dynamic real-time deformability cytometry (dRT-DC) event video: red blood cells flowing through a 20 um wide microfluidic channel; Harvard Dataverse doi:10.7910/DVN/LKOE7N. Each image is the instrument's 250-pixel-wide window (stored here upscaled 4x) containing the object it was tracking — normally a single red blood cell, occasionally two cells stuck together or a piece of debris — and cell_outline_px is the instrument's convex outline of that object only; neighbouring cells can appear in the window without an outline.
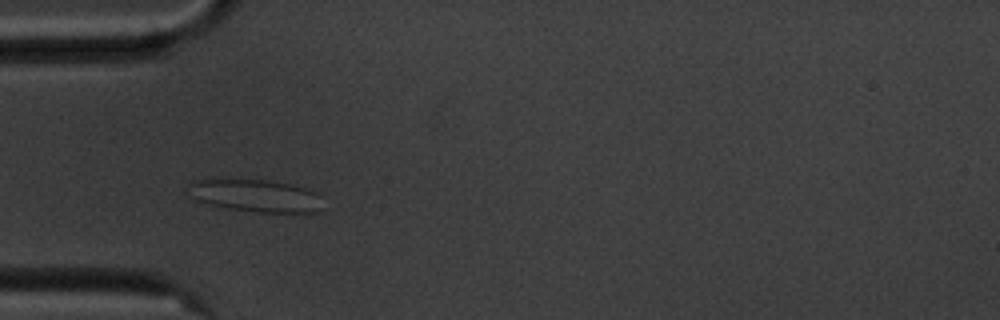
{"species": "common noctule bat (a hibernating species)", "species_latin": "Nyctalus noctula", "temperature_condition": "cold", "stored_images_in_passage": 52, "camera_frame_rate_fps": 3000, "um_per_image_px": 0.085, "animal": {"sex": "male", "body_mass_g": 20.1, "forearm_length_mm": 53.5}, "frame": {"image": 1, "passage_image": 12, "time_ms": 3.667, "image_size_px": [1000, 320], "cell_outline_px": [[320, 196], [316, 212], [260, 212], [224, 208], [208, 204], [196, 200], [192, 196], [188, 184], [192, 180], [268, 180], [292, 184], [304, 188]], "centroid_in_image_um": [21.66, 16.63], "position_along_channel_um": 63.3, "area_um2": 24.85}}
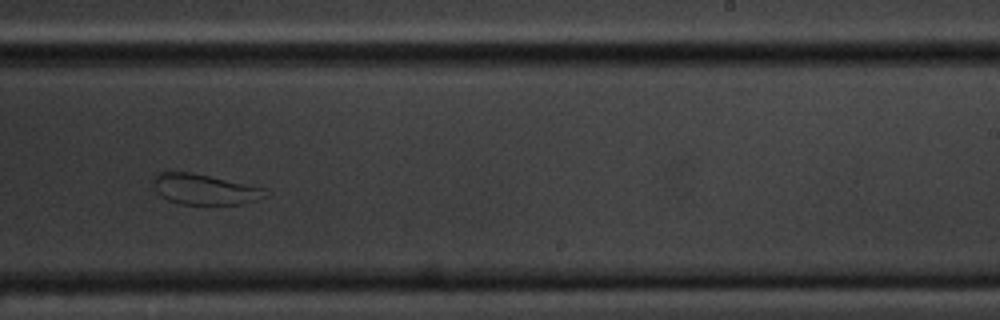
{"frame": {"image": 2, "passage_image": 30, "time_ms": 9.667, "image_size_px": [1000, 320], "cell_outline_px": [[272, 192], [268, 196], [256, 200], [240, 204], [180, 204], [168, 200], [160, 196], [152, 188], [152, 176], [156, 172], [192, 172], [264, 188]], "centroid_in_image_um": [17.34, 16.09], "position_along_channel_um": 271.7, "area_um2": 20.23}}
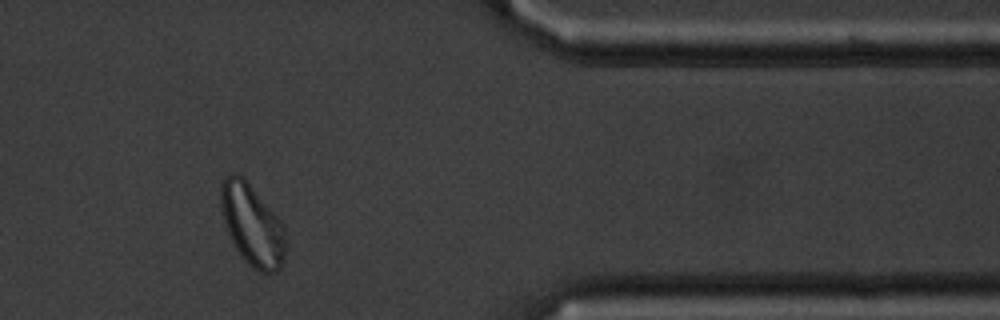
{"frame": {"image": 3, "passage_image": 42, "time_ms": 13.667, "image_size_px": [1000, 320], "cell_outline_px": [[284, 260], [280, 268], [276, 272], [268, 276], [252, 268], [244, 260], [236, 248], [228, 232], [220, 208], [220, 180], [224, 176], [232, 172], [236, 172], [244, 176], [280, 220], [284, 228]], "centroid_in_image_um": [21.41, 19.09], "position_along_channel_um": 390.0, "area_um2": 31.04}}